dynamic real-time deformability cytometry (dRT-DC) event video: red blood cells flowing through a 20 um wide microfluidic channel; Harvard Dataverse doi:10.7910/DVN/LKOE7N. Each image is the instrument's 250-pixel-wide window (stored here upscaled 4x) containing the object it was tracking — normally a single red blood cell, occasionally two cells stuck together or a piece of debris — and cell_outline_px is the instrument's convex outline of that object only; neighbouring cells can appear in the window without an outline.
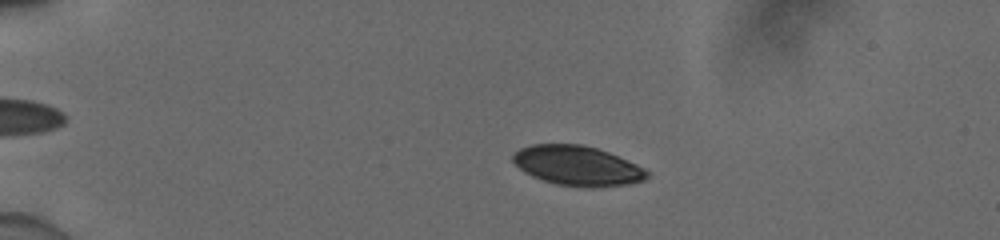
{"species": "human", "species_latin": "Homo sapiens", "temperature_condition": "cold", "stored_images_in_passage": 55, "camera_frame_rate_fps": 3000, "um_per_image_px": 0.085, "donor": {"sex": "male"}, "frame": {"image": 1, "passage_image": 13, "time_ms": 4.0, "image_size_px": [1000, 240], "cell_outline_px": [[648, 180], [628, 184], [596, 188], [580, 188], [556, 184], [532, 176], [524, 172], [512, 160], [512, 156], [520, 148], [532, 144], [580, 144], [596, 148], [608, 152], [636, 164], [644, 168], [648, 172]], "centroid_in_image_um": [49.1, 14.1], "position_along_channel_um": 35.9, "area_um2": 31.21}}
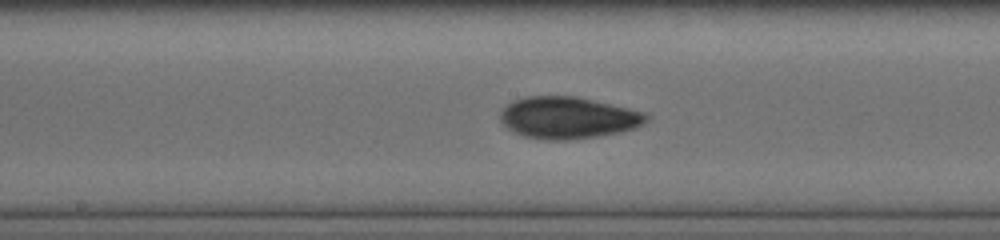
{"frame": {"image": 2, "passage_image": 31, "time_ms": 10.0, "image_size_px": [1000, 240], "cell_outline_px": [[652, 116], [644, 124], [636, 128], [620, 132], [596, 136], [568, 140], [544, 140], [524, 136], [512, 132], [500, 120], [500, 112], [508, 104], [516, 100], [528, 96], [572, 96], [628, 108], [644, 112]], "centroid_in_image_um": [48.3, 10.02], "position_along_channel_um": 199.9, "area_um2": 35.43}}
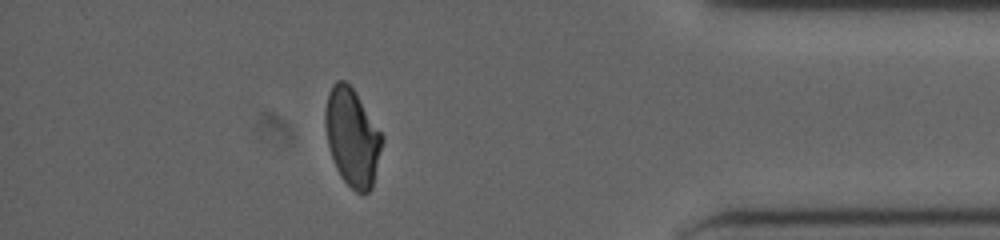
{"frame": {"image": 3, "passage_image": 49, "time_ms": 16.0, "image_size_px": [1000, 240], "cell_outline_px": [[384, 140], [372, 188], [368, 192], [356, 192], [340, 176], [336, 168], [328, 144], [324, 124], [324, 112], [328, 92], [332, 84], [336, 80], [344, 80], [356, 92], [384, 136]], "centroid_in_image_um": [29.94, 11.64], "position_along_channel_um": 405.3, "area_um2": 32.48}, "authors_computed_cell_mechanics": {"area_um2": 32.4836, "velocity_mm_per_s": 3.9115, "shape_relaxation_time_tau1_ms": 4.6626, "shape_relaxation_time_tau2_ms": 4.5112, "deformation_change_tau1": 0.1265, "deformation_change_tau2": 0.0895}}